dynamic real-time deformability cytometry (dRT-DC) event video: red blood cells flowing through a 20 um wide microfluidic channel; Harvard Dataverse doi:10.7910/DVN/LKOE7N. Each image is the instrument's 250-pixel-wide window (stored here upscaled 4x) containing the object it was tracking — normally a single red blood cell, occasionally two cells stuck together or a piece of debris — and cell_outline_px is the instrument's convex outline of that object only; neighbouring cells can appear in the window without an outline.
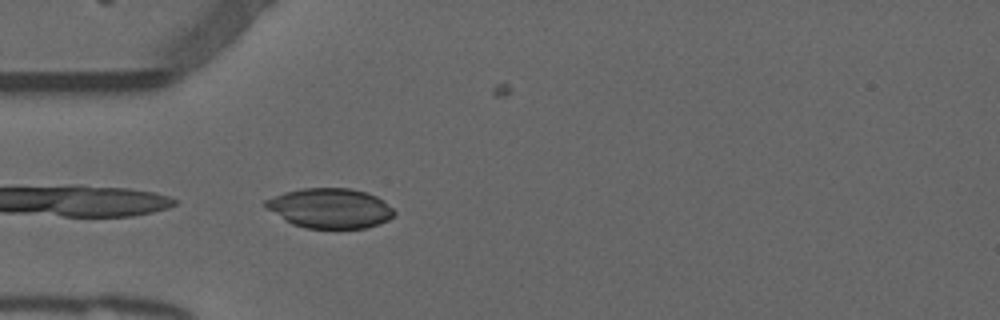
{"species": "common noctule bat (a hibernating species)", "species_latin": "Nyctalus noctula", "temperature_condition": "warm", "stored_images_in_passage": 12, "camera_frame_rate_fps": 3000, "um_per_image_px": 0.085, "animal": {"sex": "male", "forearm_length_mm": 52.5}, "frame": {"image": 1, "passage_image": 1, "time_ms": 0.0, "image_size_px": [1000, 320], "cell_outline_px": [[396, 212], [388, 220], [380, 224], [364, 228], [304, 228], [292, 224], [284, 220], [264, 208], [264, 200], [272, 196], [284, 192], [300, 188], [352, 188], [376, 196], [384, 200]], "centroid_in_image_um": [28.01, 17.69], "position_along_channel_um": 57.0, "area_um2": 30.17}}